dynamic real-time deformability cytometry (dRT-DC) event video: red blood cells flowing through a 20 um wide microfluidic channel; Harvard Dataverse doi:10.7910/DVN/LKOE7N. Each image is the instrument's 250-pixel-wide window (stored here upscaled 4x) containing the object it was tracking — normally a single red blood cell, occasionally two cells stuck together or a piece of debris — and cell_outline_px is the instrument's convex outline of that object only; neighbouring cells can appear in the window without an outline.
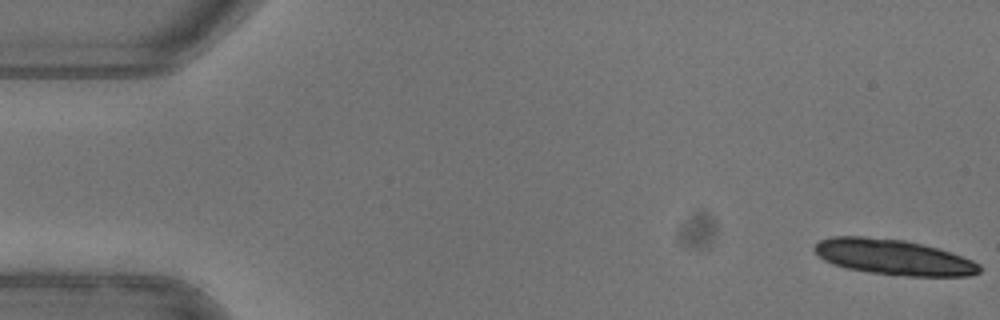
{"species": "common noctule bat (a hibernating species)", "species_latin": "Nyctalus noctula", "temperature_condition": "warm", "stored_images_in_passage": 52, "camera_frame_rate_fps": 3000, "um_per_image_px": 0.085, "animal": {"sex": "female"}, "frame": {"image": 1, "passage_image": 1, "time_ms": 0.0, "image_size_px": [1000, 320], "cell_outline_px": [[980, 272], [972, 276], [908, 276], [868, 272], [844, 268], [832, 264], [824, 260], [812, 248], [820, 240], [832, 236], [864, 236], [904, 240], [936, 248], [972, 260], [980, 264]], "centroid_in_image_um": [75.91, 21.86], "position_along_channel_um": 9.1, "area_um2": 33.99}, "authors_computed_cell_mechanics": {"area_um2": 23.4379, "velocity_mm_per_s": 3.9697, "shape_relaxation_time_tau1_ms": 6.1121, "shape_relaxation_time_tau2_ms": 4.571, "deformation_change_tau1": 0.1811, "deformation_change_tau2": 0.0758}}